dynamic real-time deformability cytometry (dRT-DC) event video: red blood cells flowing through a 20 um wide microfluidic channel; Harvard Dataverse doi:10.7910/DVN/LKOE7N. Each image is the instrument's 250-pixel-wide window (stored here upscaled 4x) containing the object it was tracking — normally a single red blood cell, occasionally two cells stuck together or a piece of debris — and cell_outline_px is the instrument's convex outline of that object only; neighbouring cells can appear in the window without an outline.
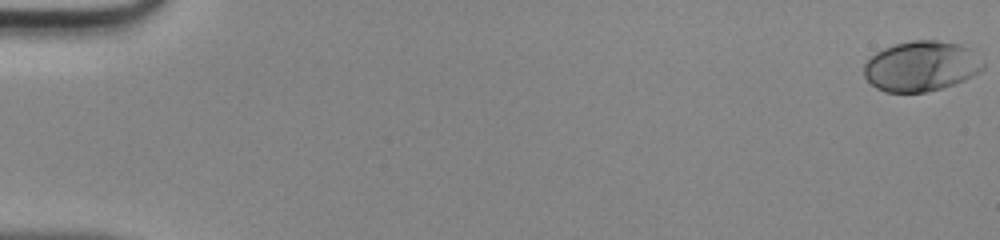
{"species": "human", "species_latin": "Homo sapiens", "temperature_condition": "room temperature", "stored_images_in_passage": 49, "camera_frame_rate_fps": 3000, "um_per_image_px": 0.085, "donor": {"sex": "male"}, "frame": {"image": 1, "passage_image": 1, "time_ms": 0.0, "image_size_px": [1000, 240], "cell_outline_px": [[984, 68], [972, 76], [964, 80], [940, 88], [924, 92], [884, 92], [876, 88], [864, 76], [864, 64], [876, 52], [884, 48], [896, 44], [912, 40], [936, 40], [960, 44], [968, 48], [984, 64]], "centroid_in_image_um": [78.27, 5.62], "position_along_channel_um": 6.7, "area_um2": 34.51}}
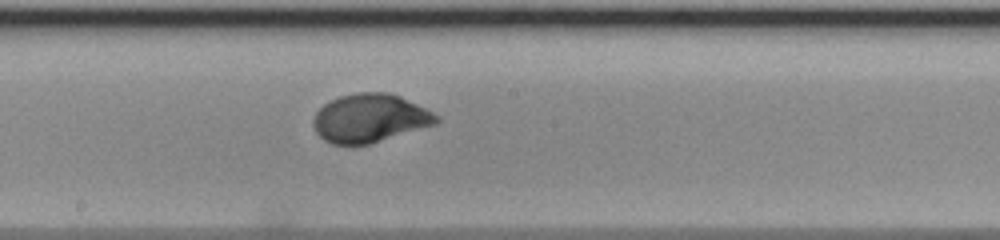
{"frame": {"image": 2, "passage_image": 28, "time_ms": 9.0, "image_size_px": [1000, 240], "cell_outline_px": [[440, 120], [436, 124], [368, 144], [332, 144], [324, 140], [316, 132], [312, 124], [312, 120], [316, 112], [324, 104], [340, 96], [360, 92], [388, 92], [400, 96], [440, 116]], "centroid_in_image_um": [31.42, 10.04], "position_along_channel_um": 216.8, "area_um2": 34.45}}
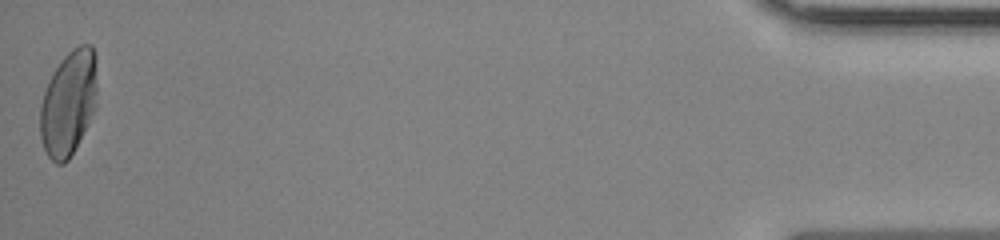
{"frame": {"image": 3, "passage_image": 49, "time_ms": 16.0, "image_size_px": [1000, 240], "cell_outline_px": [[96, 108], [68, 160], [64, 164], [56, 164], [48, 156], [44, 148], [40, 136], [40, 104], [48, 80], [52, 72], [64, 56], [72, 48], [80, 44], [92, 44], [96, 56]], "centroid_in_image_um": [5.82, 8.72], "position_along_channel_um": 429.4, "area_um2": 35.03}}